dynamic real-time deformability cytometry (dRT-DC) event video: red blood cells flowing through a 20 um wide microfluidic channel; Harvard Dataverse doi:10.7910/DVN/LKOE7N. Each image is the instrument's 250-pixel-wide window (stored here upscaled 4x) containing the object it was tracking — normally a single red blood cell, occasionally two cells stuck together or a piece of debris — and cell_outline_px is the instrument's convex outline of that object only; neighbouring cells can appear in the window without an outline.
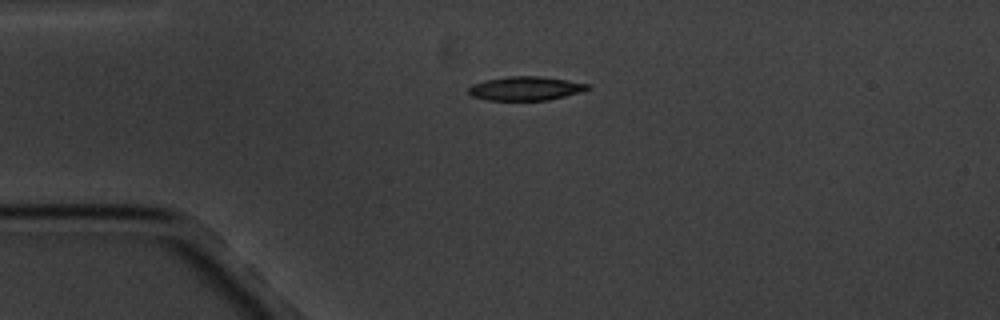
{"species": "common noctule bat (a hibernating species)", "species_latin": "Nyctalus noctula", "temperature_condition": "cold", "stored_images_in_passage": 3, "camera_frame_rate_fps": 3000, "um_per_image_px": 0.085, "animal": {"sex": "male", "body_mass_g": 20.1, "forearm_length_mm": 53.5}, "frame": {"image": 1, "passage_image": 1, "time_ms": 0.0, "image_size_px": [1000, 320], "cell_outline_px": [[592, 88], [580, 92], [548, 100], [488, 100], [472, 96], [468, 92], [468, 88], [472, 84], [484, 80], [508, 76], [540, 76], [568, 80], [588, 84]], "centroid_in_image_um": [44.66, 7.51], "position_along_channel_um": 40.3, "area_um2": 16.59}}
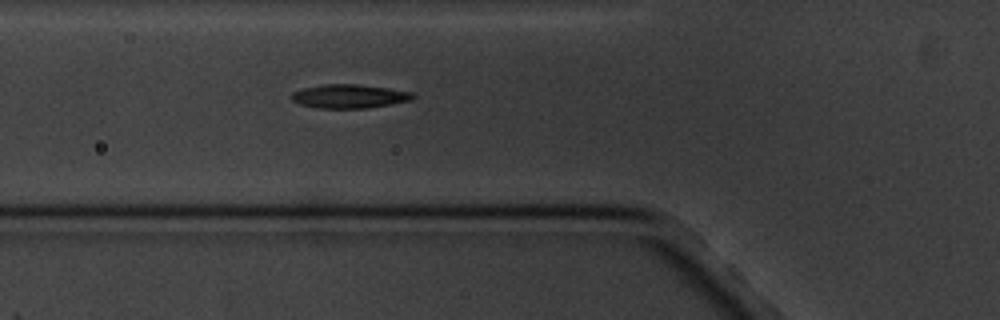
{"frame": {"image": 2, "passage_image": 3, "time_ms": 2.333, "image_size_px": [1000, 320], "cell_outline_px": [[416, 96], [412, 100], [368, 108], [316, 108], [300, 104], [292, 100], [288, 96], [292, 92], [304, 88], [324, 84], [360, 84], [388, 88], [412, 92]], "centroid_in_image_um": [29.67, 8.18], "position_along_channel_um": 96.1, "area_um2": 16.94}}